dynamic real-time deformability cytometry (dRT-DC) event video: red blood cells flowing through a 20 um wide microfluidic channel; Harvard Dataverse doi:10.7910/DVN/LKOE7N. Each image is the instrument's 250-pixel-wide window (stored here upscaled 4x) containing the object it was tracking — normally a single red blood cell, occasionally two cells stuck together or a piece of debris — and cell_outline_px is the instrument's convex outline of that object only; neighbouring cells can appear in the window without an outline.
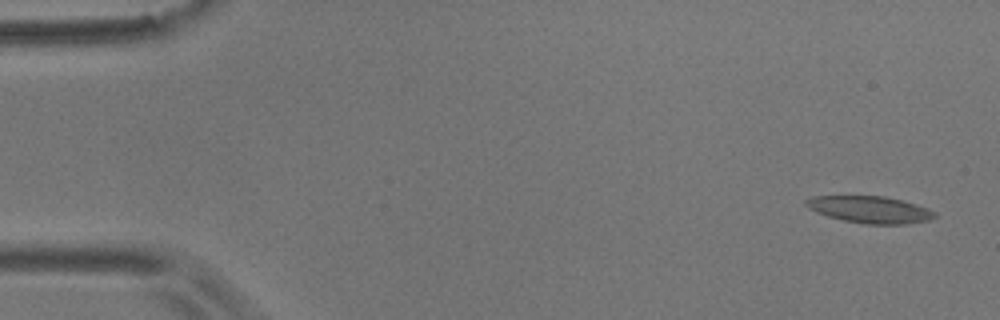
{"species": "common noctule bat (a hibernating species)", "species_latin": "Nyctalus noctula", "temperature_condition": "room temperature", "stored_images_in_passage": 5, "camera_frame_rate_fps": 3000, "um_per_image_px": 0.085, "animal": {"sex": "male", "body_mass_g": 17.9}, "frame": {"image": 1, "passage_image": 1, "time_ms": 0.0, "image_size_px": [1000, 320], "cell_outline_px": [[936, 216], [928, 220], [904, 224], [868, 224], [844, 220], [828, 216], [808, 208], [804, 204], [804, 200], [812, 196], [884, 196], [916, 204], [928, 208], [936, 212]], "centroid_in_image_um": [73.93, 17.8], "position_along_channel_um": 11.1, "area_um2": 20.0}}
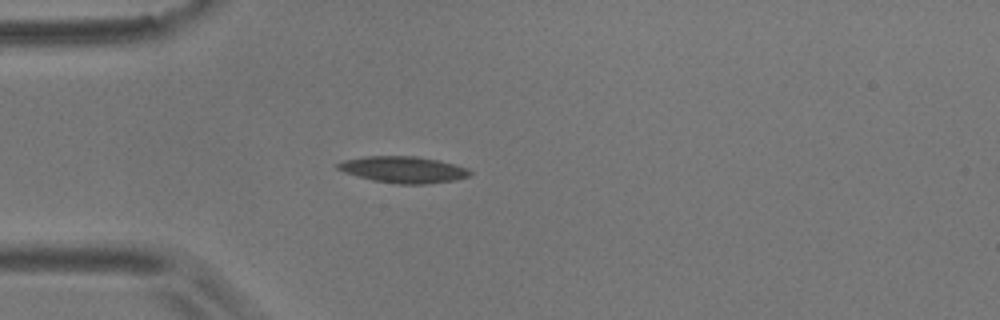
{"frame": {"image": 2, "passage_image": 5, "time_ms": 1.333, "image_size_px": [1000, 320], "cell_outline_px": [[472, 172], [468, 176], [456, 180], [424, 184], [396, 184], [372, 180], [344, 172], [336, 168], [336, 164], [344, 160], [364, 156], [416, 156], [440, 160], [468, 168]], "centroid_in_image_um": [34.28, 14.41], "position_along_channel_um": 50.7, "area_um2": 20.46}}